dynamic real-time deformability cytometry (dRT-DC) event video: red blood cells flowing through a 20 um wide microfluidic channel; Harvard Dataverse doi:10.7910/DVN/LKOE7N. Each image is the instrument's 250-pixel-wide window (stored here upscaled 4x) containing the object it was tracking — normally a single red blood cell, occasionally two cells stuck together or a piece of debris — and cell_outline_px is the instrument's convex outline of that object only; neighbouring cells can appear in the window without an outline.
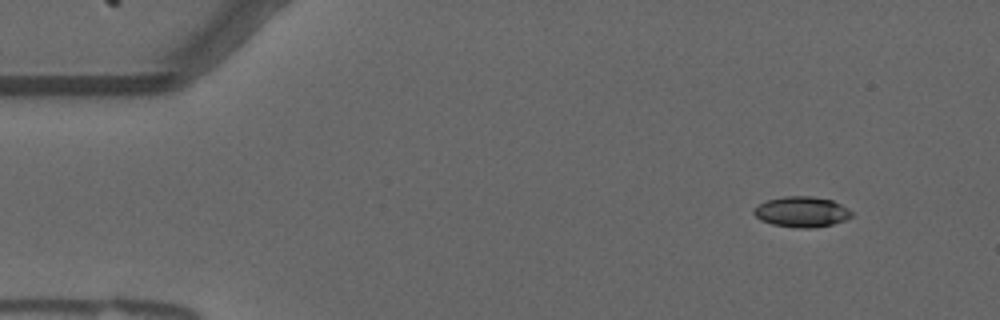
{"species": "common noctule bat (a hibernating species)", "species_latin": "Nyctalus noctula", "temperature_condition": "warm", "stored_images_in_passage": 51, "camera_frame_rate_fps": 3000, "um_per_image_px": 0.085, "animal": {"sex": "male", "forearm_length_mm": 52.5}, "frame": {"image": 1, "passage_image": 1, "time_ms": 0.0, "image_size_px": [1000, 320], "cell_outline_px": [[852, 216], [844, 220], [832, 224], [812, 228], [800, 228], [772, 224], [760, 220], [752, 212], [752, 208], [768, 200], [784, 196], [812, 196], [832, 200], [848, 208], [852, 212]], "centroid_in_image_um": [68.13, 18.0], "position_along_channel_um": 16.9, "area_um2": 17.34}}
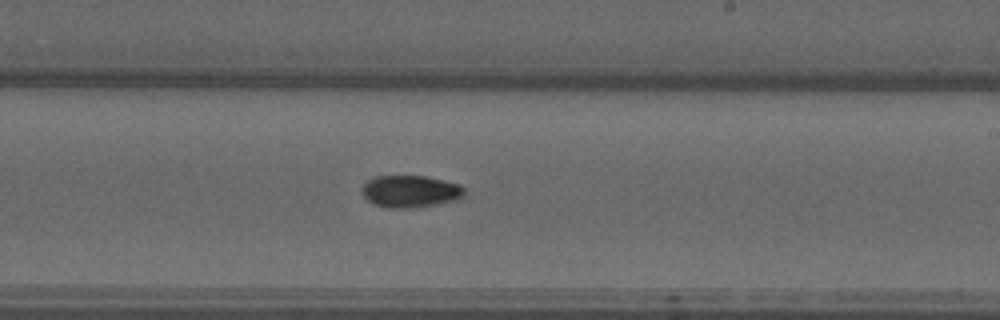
{"frame": {"image": 2, "passage_image": 28, "time_ms": 9.0, "image_size_px": [1000, 320], "cell_outline_px": [[464, 196], [460, 200], [436, 204], [408, 208], [388, 208], [376, 204], [368, 200], [364, 196], [360, 188], [368, 180], [376, 176], [424, 176], [444, 180], [460, 184], [464, 188]], "centroid_in_image_um": [34.9, 16.26], "position_along_channel_um": 254.1, "area_um2": 19.19}}
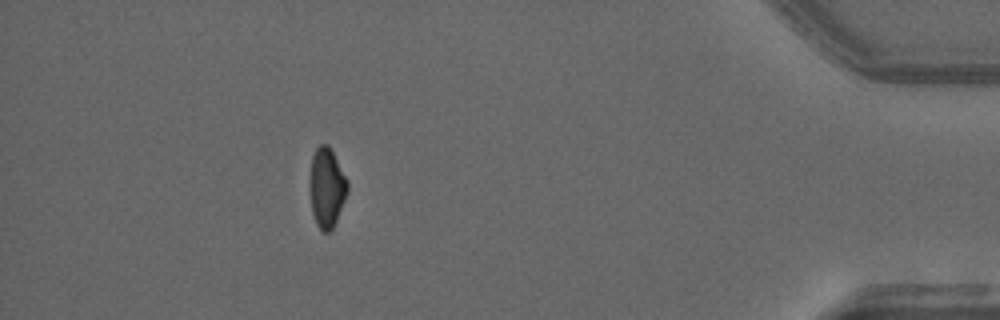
{"frame": {"image": 3, "passage_image": 45, "time_ms": 14.667, "image_size_px": [1000, 320], "cell_outline_px": [[348, 192], [336, 220], [332, 228], [328, 232], [324, 232], [316, 224], [312, 212], [308, 180], [312, 156], [316, 148], [320, 144], [328, 144], [348, 180]], "centroid_in_image_um": [27.75, 15.92], "position_along_channel_um": 407.4, "area_um2": 17.63}, "authors_computed_cell_mechanics": {"area_um2": 18.3804, "velocity_mm_per_s": 3.7086, "shape_relaxation_time_tau1_ms": null, "shape_relaxation_time_tau2_ms": 10.6406, "deformation_change_tau1": null, "deformation_change_tau2": 0.117}}